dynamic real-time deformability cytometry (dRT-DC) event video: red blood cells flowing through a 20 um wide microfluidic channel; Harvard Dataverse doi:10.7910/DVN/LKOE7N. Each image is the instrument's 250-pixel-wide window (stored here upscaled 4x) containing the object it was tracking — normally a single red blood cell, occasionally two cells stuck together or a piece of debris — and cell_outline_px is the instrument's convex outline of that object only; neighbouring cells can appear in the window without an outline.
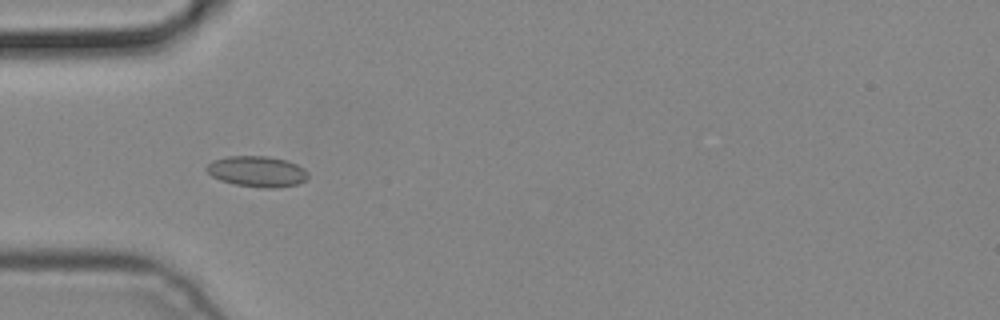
{"species": "common noctule bat (a hibernating species)", "species_latin": "Nyctalus noctula", "temperature_condition": "cold", "stored_images_in_passage": 5, "camera_frame_rate_fps": 3000, "um_per_image_px": 0.085, "animal": {"sex": "male", "body_mass_g": 19.2, "forearm_length_mm": 51.8}, "frame": {"image": 1, "passage_image": 4, "time_ms": 1.0, "image_size_px": [1000, 320], "cell_outline_px": [[308, 176], [304, 180], [296, 184], [276, 188], [264, 188], [236, 184], [220, 180], [212, 176], [204, 168], [212, 160], [228, 156], [268, 156], [284, 160], [296, 164], [304, 168], [308, 172]], "centroid_in_image_um": [21.83, 14.57], "position_along_channel_um": 63.2, "area_um2": 18.09}}
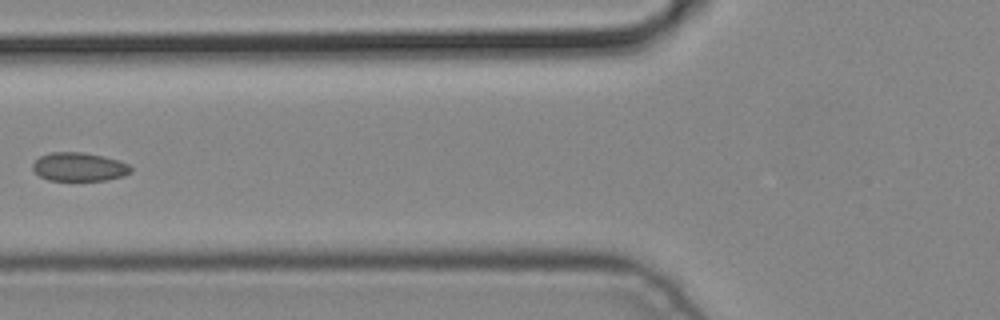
{"frame": {"image": 2, "passage_image": 5, "time_ms": 1.333, "image_size_px": [1000, 320], "cell_outline_px": [[132, 172], [124, 176], [108, 180], [48, 180], [40, 176], [32, 168], [32, 164], [40, 156], [52, 152], [80, 152], [104, 156], [120, 160], [128, 164], [132, 168]], "centroid_in_image_um": [6.76, 14.18], "position_along_channel_um": 119.0, "area_um2": 16.42}}